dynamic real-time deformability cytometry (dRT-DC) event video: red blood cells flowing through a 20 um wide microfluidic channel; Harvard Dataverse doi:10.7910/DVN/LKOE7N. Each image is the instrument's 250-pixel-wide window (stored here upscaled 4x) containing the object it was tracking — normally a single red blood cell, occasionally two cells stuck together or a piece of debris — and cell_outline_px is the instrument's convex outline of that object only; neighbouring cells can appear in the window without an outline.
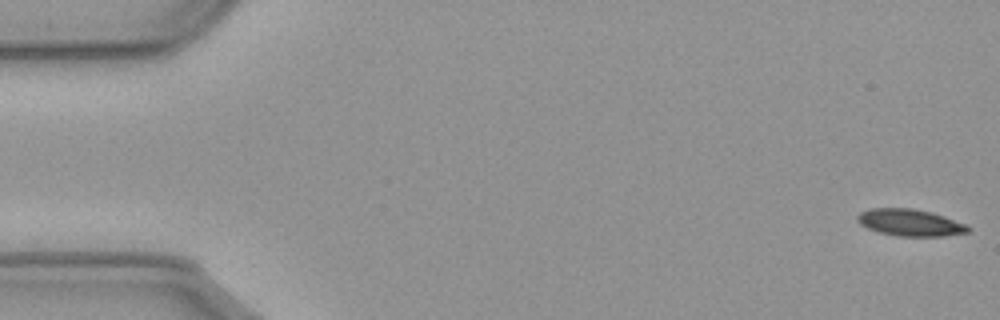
{"species": "common noctule bat (a hibernating species)", "species_latin": "Nyctalus noctula", "temperature_condition": "cold", "stored_images_in_passage": 57, "camera_frame_rate_fps": 3000, "um_per_image_px": 0.085, "animal": {"sex": "male", "body_mass_g": 23.1, "forearm_length_mm": 52.7}, "frame": {"image": 1, "passage_image": 1, "time_ms": 0.0, "image_size_px": [1000, 320], "cell_outline_px": [[972, 228], [968, 232], [944, 236], [900, 236], [880, 232], [868, 228], [860, 224], [856, 220], [856, 216], [860, 212], [872, 208], [912, 208], [932, 212], [944, 216], [964, 224]], "centroid_in_image_um": [77.34, 18.91], "position_along_channel_um": 7.7, "area_um2": 17.22}}
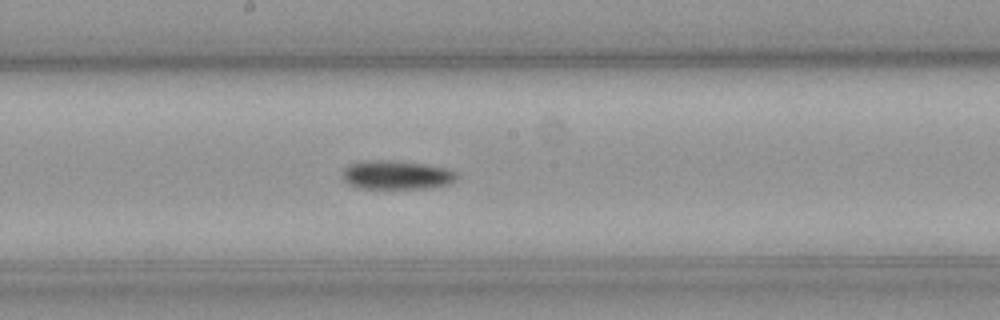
{"frame": {"image": 2, "passage_image": 30, "time_ms": 9.667, "image_size_px": [1000, 320], "cell_outline_px": [[460, 176], [456, 180], [448, 184], [432, 188], [356, 188], [348, 184], [340, 176], [344, 168], [348, 164], [372, 160], [392, 160], [424, 164], [444, 168], [456, 172]], "centroid_in_image_um": [33.68, 14.88], "position_along_channel_um": 214.5, "area_um2": 19.36}}
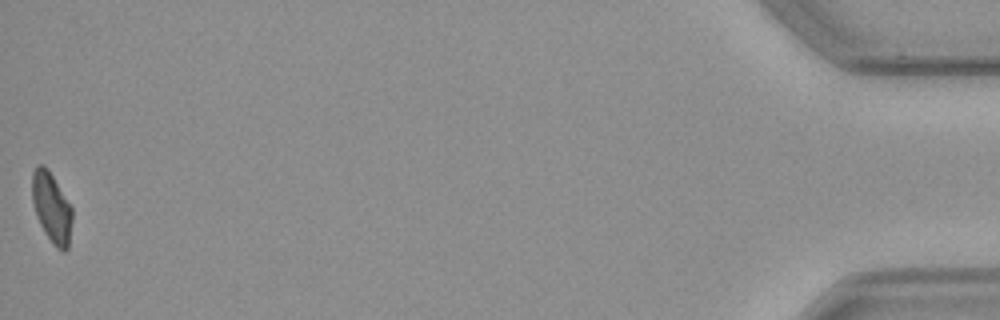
{"frame": {"image": 3, "passage_image": 57, "time_ms": 18.667, "image_size_px": [1000, 320], "cell_outline_px": [[72, 220], [68, 248], [64, 252], [56, 248], [44, 232], [40, 224], [32, 200], [32, 172], [36, 164], [44, 164], [48, 168], [72, 208]], "centroid_in_image_um": [4.38, 17.62], "position_along_channel_um": 430.8, "area_um2": 16.36}, "authors_computed_cell_mechanics": {"area_um2": 17.8602, "velocity_mm_per_s": 3.5874, "shape_relaxation_time_tau1_ms": 7.6142, "shape_relaxation_time_tau2_ms": null, "deformation_change_tau1": 0.1345, "deformation_change_tau2": null}}